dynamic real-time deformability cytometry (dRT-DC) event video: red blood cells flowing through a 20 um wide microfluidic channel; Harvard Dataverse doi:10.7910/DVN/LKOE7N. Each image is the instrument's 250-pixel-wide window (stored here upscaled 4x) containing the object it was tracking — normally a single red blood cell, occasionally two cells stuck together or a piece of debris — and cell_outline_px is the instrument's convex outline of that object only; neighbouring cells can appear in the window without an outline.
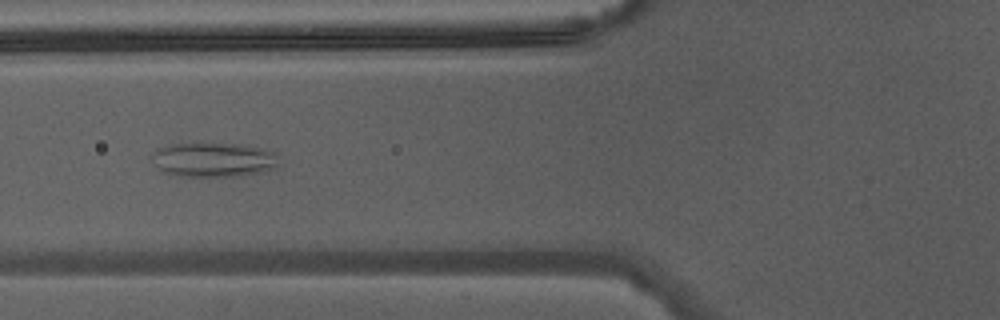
{"species": "Egyptian fruit bat (a non-hibernating species)", "species_latin": "Rousettus aegyptiacus", "temperature_condition": "warm", "stored_images_in_passage": 33, "camera_frame_rate_fps": 3000, "um_per_image_px": 0.085, "animal": {"sex": "male"}, "frame": {"image": 1, "passage_image": 9, "time_ms": 2.667, "image_size_px": [1000, 320], "cell_outline_px": [[280, 164], [276, 168], [260, 172], [240, 176], [180, 176], [160, 172], [152, 164], [152, 152], [156, 148], [172, 144], [240, 144], [276, 152]], "centroid_in_image_um": [18.11, 13.59], "position_along_channel_um": 107.7, "area_um2": 25.72}}
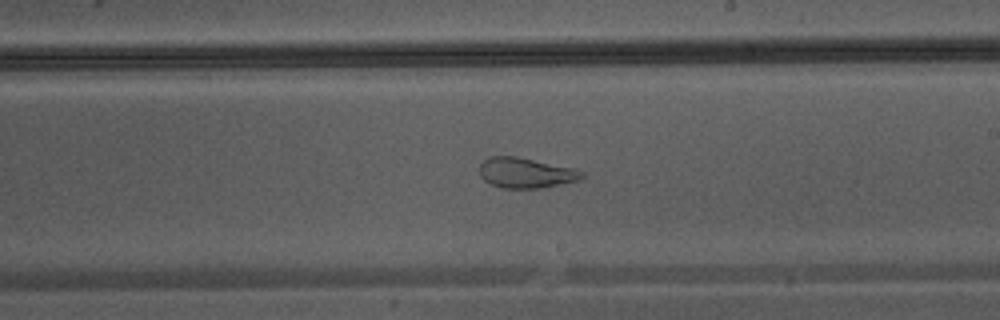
{"frame": {"image": 2, "passage_image": 18, "time_ms": 5.667, "image_size_px": [1000, 320], "cell_outline_px": [[584, 176], [580, 180], [540, 188], [504, 188], [492, 184], [484, 180], [480, 176], [480, 164], [488, 156], [516, 156], [572, 168], [584, 172]], "centroid_in_image_um": [44.67, 14.69], "position_along_channel_um": 244.3, "area_um2": 17.92}}
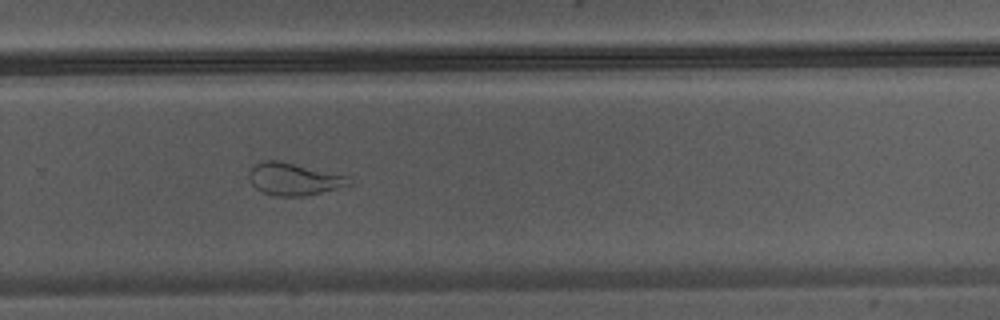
{"frame": {"image": 3, "passage_image": 22, "time_ms": 7.0, "image_size_px": [1000, 320], "cell_outline_px": [[352, 184], [304, 196], [276, 196], [264, 192], [256, 188], [252, 184], [248, 176], [248, 172], [256, 164], [264, 160], [280, 160], [348, 176], [352, 180]], "centroid_in_image_um": [24.97, 15.21], "position_along_channel_um": 304.8, "area_um2": 18.67}}